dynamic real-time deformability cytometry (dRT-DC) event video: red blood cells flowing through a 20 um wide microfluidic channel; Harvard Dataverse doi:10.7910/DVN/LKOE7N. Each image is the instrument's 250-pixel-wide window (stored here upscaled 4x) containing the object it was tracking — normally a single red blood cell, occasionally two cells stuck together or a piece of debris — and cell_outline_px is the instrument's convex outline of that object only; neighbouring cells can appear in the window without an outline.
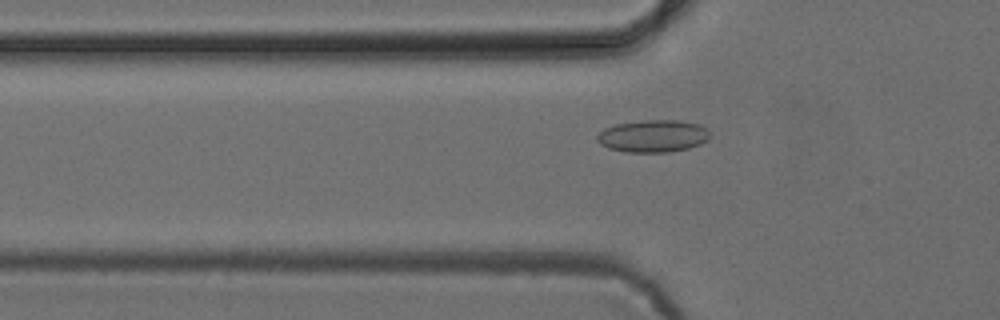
{"species": "common noctule bat (a hibernating species)", "species_latin": "Nyctalus noctula", "temperature_condition": "cold", "stored_images_in_passage": 38, "camera_frame_rate_fps": 3000, "um_per_image_px": 0.085, "animal": {"sex": "female", "body_mass_g": 24.6, "forearm_length_mm": 56.2}, "frame": {"image": 1, "passage_image": 3, "time_ms": 0.667, "image_size_px": [1000, 320], "cell_outline_px": [[712, 136], [708, 140], [700, 144], [688, 148], [668, 152], [624, 152], [608, 148], [600, 144], [596, 140], [596, 136], [604, 128], [616, 124], [644, 120], [680, 120], [700, 124]], "centroid_in_image_um": [55.5, 11.56], "position_along_channel_um": 70.3, "area_um2": 21.39}}
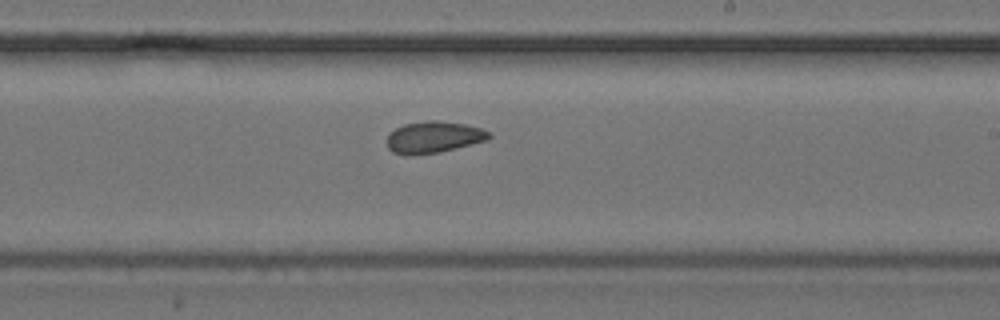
{"frame": {"image": 2, "passage_image": 17, "time_ms": 5.333, "image_size_px": [1000, 320], "cell_outline_px": [[492, 136], [488, 140], [440, 152], [392, 152], [388, 148], [388, 136], [396, 128], [404, 124], [424, 120], [436, 120], [464, 124], [480, 128], [492, 132]], "centroid_in_image_um": [36.95, 11.61], "position_along_channel_um": 252.1, "area_um2": 18.21}}
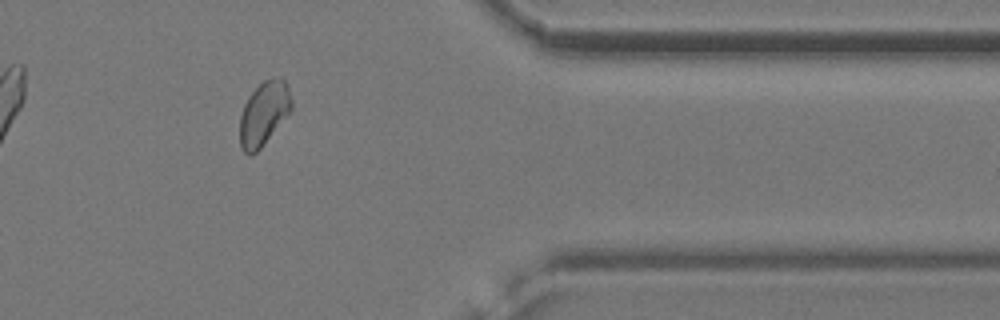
{"frame": {"image": 3, "passage_image": 29, "time_ms": 9.333, "image_size_px": [1000, 320], "cell_outline_px": [[292, 112], [260, 148], [256, 152], [248, 156], [240, 148], [240, 116], [244, 104], [248, 96], [264, 80], [272, 76], [280, 76], [284, 80], [288, 88], [292, 100]], "centroid_in_image_um": [22.44, 9.64], "position_along_channel_um": 389.0, "area_um2": 19.54}, "authors_computed_cell_mechanics": {"area_um2": 18.9584, "velocity_mm_per_s": 3.8862, "shape_relaxation_time_tau1_ms": null, "shape_relaxation_time_tau2_ms": 1.621, "deformation_change_tau1": null, "deformation_change_tau2": 0.0559}}